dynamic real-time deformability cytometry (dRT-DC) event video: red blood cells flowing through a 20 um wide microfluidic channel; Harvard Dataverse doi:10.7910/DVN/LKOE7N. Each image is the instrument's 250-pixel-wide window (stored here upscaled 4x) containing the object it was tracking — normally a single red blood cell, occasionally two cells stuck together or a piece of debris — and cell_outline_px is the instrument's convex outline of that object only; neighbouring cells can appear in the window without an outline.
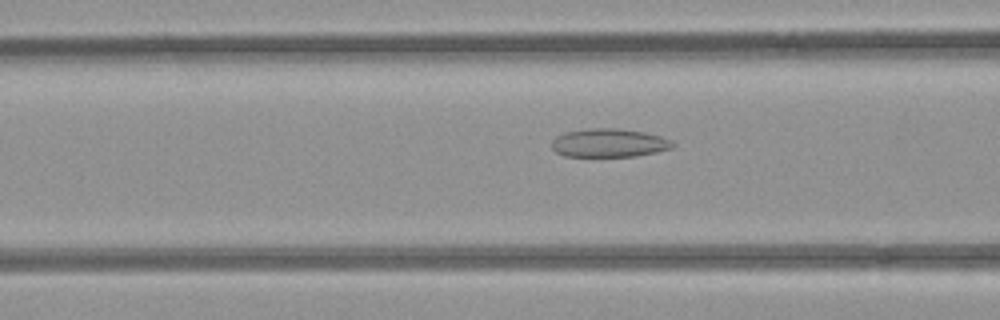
{"species": "common noctule bat (a hibernating species)", "species_latin": "Nyctalus noctula", "temperature_condition": "room temperature", "stored_images_in_passage": 32, "camera_frame_rate_fps": 3000, "um_per_image_px": 0.085, "animal": {"sex": "female", "body_mass_g": 21.9}, "frame": {"image": 1, "passage_image": 10, "time_ms": 3.0, "image_size_px": [1000, 320], "cell_outline_px": [[676, 144], [672, 148], [656, 152], [636, 156], [564, 156], [556, 152], [552, 148], [552, 140], [556, 136], [564, 132], [588, 128], [616, 128], [644, 132], [660, 136], [672, 140]], "centroid_in_image_um": [51.77, 12.14], "position_along_channel_um": 114.8, "area_um2": 20.17}}
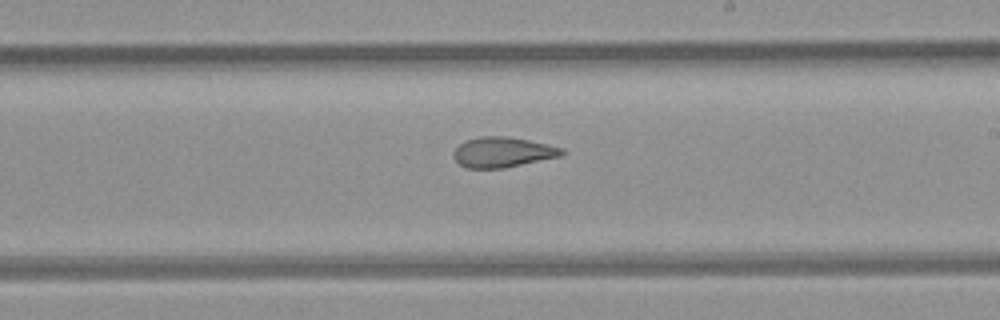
{"frame": {"image": 2, "passage_image": 20, "time_ms": 6.333, "image_size_px": [1000, 320], "cell_outline_px": [[564, 152], [560, 156], [504, 168], [464, 168], [456, 160], [456, 148], [460, 144], [468, 140], [480, 136], [504, 136], [528, 140], [564, 148]], "centroid_in_image_um": [42.75, 12.94], "position_along_channel_um": 246.3, "area_um2": 18.67}}
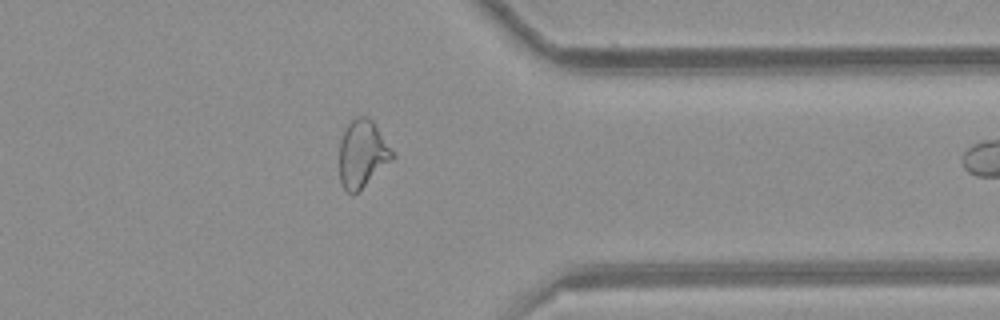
{"frame": {"image": 3, "passage_image": 31, "time_ms": 10.0, "image_size_px": [1000, 320], "cell_outline_px": [[396, 156], [392, 160], [352, 196], [344, 188], [340, 180], [340, 140], [348, 124], [356, 116], [368, 116], [372, 120]], "centroid_in_image_um": [30.79, 13.06], "position_along_channel_um": 380.6, "area_um2": 20.46}}